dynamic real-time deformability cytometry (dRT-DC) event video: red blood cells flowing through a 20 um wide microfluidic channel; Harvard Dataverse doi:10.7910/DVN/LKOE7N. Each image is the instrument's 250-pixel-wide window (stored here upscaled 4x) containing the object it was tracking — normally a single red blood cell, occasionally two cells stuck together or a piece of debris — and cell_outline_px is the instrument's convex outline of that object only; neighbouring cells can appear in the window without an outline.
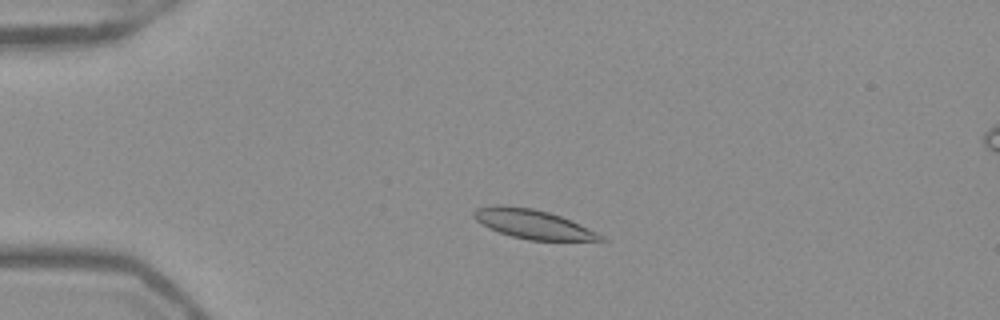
{"species": "Egyptian fruit bat (a non-hibernating species)", "species_latin": "Rousettus aegyptiacus", "temperature_condition": "warm", "stored_images_in_passage": 50, "camera_frame_rate_fps": 3000, "um_per_image_px": 0.085, "frame": {"image": 1, "passage_image": 10, "time_ms": 3.0, "image_size_px": [1000, 320], "cell_outline_px": [[608, 240], [528, 240], [512, 236], [488, 228], [480, 224], [472, 216], [472, 212], [476, 208], [496, 204], [500, 204], [532, 208], [548, 212], [560, 216], [580, 224], [604, 236]], "centroid_in_image_um": [45.24, 19.03], "position_along_channel_um": 39.8, "area_um2": 21.5}}
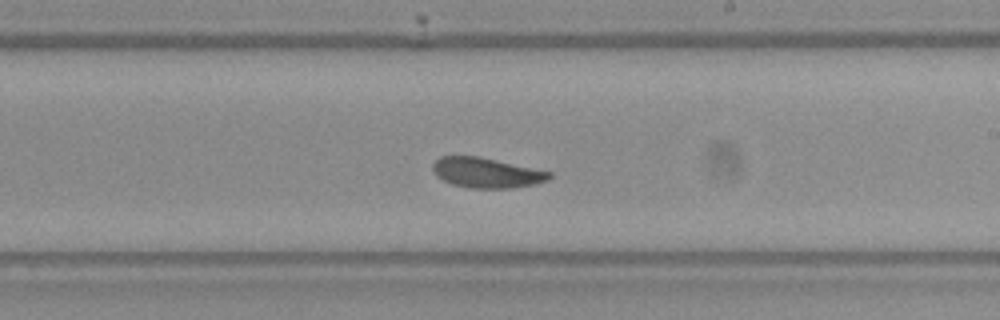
{"frame": {"image": 2, "passage_image": 29, "time_ms": 9.333, "image_size_px": [1000, 320], "cell_outline_px": [[552, 176], [548, 180], [536, 184], [512, 188], [468, 188], [452, 184], [436, 176], [432, 168], [432, 164], [440, 156], [480, 156], [552, 172]], "centroid_in_image_um": [41.36, 14.68], "position_along_channel_um": 247.6, "area_um2": 20.58}}
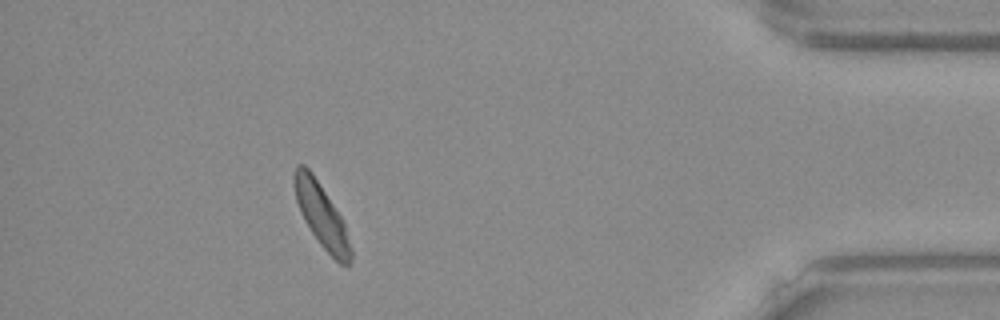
{"frame": {"image": 3, "passage_image": 45, "time_ms": 14.667, "image_size_px": [1000, 320], "cell_outline_px": [[352, 264], [340, 264], [320, 244], [304, 220], [300, 212], [296, 200], [292, 180], [292, 176], [296, 164], [304, 164], [312, 172], [344, 220], [352, 248]], "centroid_in_image_um": [27.33, 18.28], "position_along_channel_um": 407.9, "area_um2": 21.15}, "authors_computed_cell_mechanics": {"area_um2": 21.097, "velocity_mm_per_s": 3.8992, "shape_relaxation_time_tau1_ms": 4.0696, "shape_relaxation_time_tau2_ms": null, "deformation_change_tau1": 0.0959, "deformation_change_tau2": null}}